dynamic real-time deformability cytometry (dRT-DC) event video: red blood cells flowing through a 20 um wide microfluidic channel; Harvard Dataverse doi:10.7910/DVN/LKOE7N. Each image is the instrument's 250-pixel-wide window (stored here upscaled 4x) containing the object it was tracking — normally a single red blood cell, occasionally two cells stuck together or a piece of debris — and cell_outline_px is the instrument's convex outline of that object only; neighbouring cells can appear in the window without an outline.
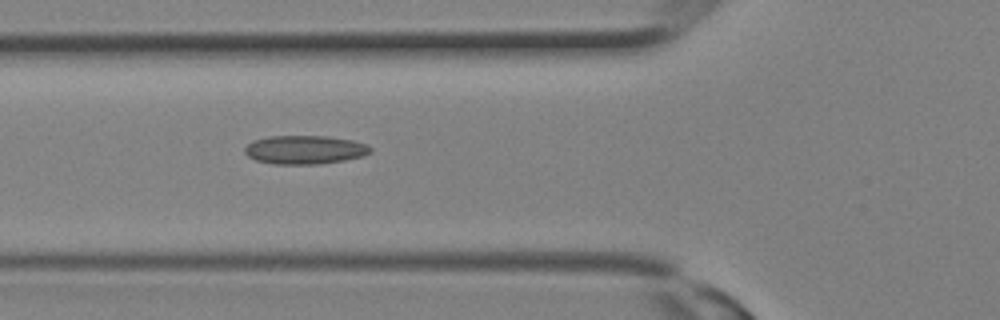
{"species": "Egyptian fruit bat (a non-hibernating species)", "species_latin": "Rousettus aegyptiacus", "temperature_condition": "room temperature", "stored_images_in_passage": 11, "camera_frame_rate_fps": 3000, "um_per_image_px": 0.085, "animal": {"sex": "female"}, "frame": {"image": 1, "passage_image": 11, "time_ms": 3.333, "image_size_px": [1000, 320], "cell_outline_px": [[372, 152], [364, 156], [344, 160], [320, 164], [272, 164], [256, 160], [248, 156], [244, 152], [244, 148], [252, 140], [268, 136], [328, 136], [352, 140], [368, 144], [372, 148]], "centroid_in_image_um": [25.92, 12.72], "position_along_channel_um": 99.9, "area_um2": 21.21}}